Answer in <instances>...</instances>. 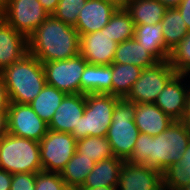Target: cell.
Instances as JSON below:
<instances>
[{
	"label": "cell",
	"instance_id": "12",
	"mask_svg": "<svg viewBox=\"0 0 190 190\" xmlns=\"http://www.w3.org/2000/svg\"><path fill=\"white\" fill-rule=\"evenodd\" d=\"M118 190H160L162 172L144 164L124 161L119 172Z\"/></svg>",
	"mask_w": 190,
	"mask_h": 190
},
{
	"label": "cell",
	"instance_id": "14",
	"mask_svg": "<svg viewBox=\"0 0 190 190\" xmlns=\"http://www.w3.org/2000/svg\"><path fill=\"white\" fill-rule=\"evenodd\" d=\"M118 43L105 32L99 31L80 36V55L89 63L95 65H111Z\"/></svg>",
	"mask_w": 190,
	"mask_h": 190
},
{
	"label": "cell",
	"instance_id": "26",
	"mask_svg": "<svg viewBox=\"0 0 190 190\" xmlns=\"http://www.w3.org/2000/svg\"><path fill=\"white\" fill-rule=\"evenodd\" d=\"M112 95L125 98L139 78L142 68L133 64H111Z\"/></svg>",
	"mask_w": 190,
	"mask_h": 190
},
{
	"label": "cell",
	"instance_id": "16",
	"mask_svg": "<svg viewBox=\"0 0 190 190\" xmlns=\"http://www.w3.org/2000/svg\"><path fill=\"white\" fill-rule=\"evenodd\" d=\"M118 7L109 0H87L80 9L75 29L80 36L101 30Z\"/></svg>",
	"mask_w": 190,
	"mask_h": 190
},
{
	"label": "cell",
	"instance_id": "23",
	"mask_svg": "<svg viewBox=\"0 0 190 190\" xmlns=\"http://www.w3.org/2000/svg\"><path fill=\"white\" fill-rule=\"evenodd\" d=\"M124 8L129 12L135 25H153L161 22L167 9L158 0H130Z\"/></svg>",
	"mask_w": 190,
	"mask_h": 190
},
{
	"label": "cell",
	"instance_id": "9",
	"mask_svg": "<svg viewBox=\"0 0 190 190\" xmlns=\"http://www.w3.org/2000/svg\"><path fill=\"white\" fill-rule=\"evenodd\" d=\"M87 64L80 54L66 60L42 63L46 83L66 94L80 93V80Z\"/></svg>",
	"mask_w": 190,
	"mask_h": 190
},
{
	"label": "cell",
	"instance_id": "42",
	"mask_svg": "<svg viewBox=\"0 0 190 190\" xmlns=\"http://www.w3.org/2000/svg\"><path fill=\"white\" fill-rule=\"evenodd\" d=\"M0 130H7V113H0Z\"/></svg>",
	"mask_w": 190,
	"mask_h": 190
},
{
	"label": "cell",
	"instance_id": "10",
	"mask_svg": "<svg viewBox=\"0 0 190 190\" xmlns=\"http://www.w3.org/2000/svg\"><path fill=\"white\" fill-rule=\"evenodd\" d=\"M45 123L29 104L10 102L7 110V132L37 142L47 134Z\"/></svg>",
	"mask_w": 190,
	"mask_h": 190
},
{
	"label": "cell",
	"instance_id": "41",
	"mask_svg": "<svg viewBox=\"0 0 190 190\" xmlns=\"http://www.w3.org/2000/svg\"><path fill=\"white\" fill-rule=\"evenodd\" d=\"M166 8H177L182 0H158Z\"/></svg>",
	"mask_w": 190,
	"mask_h": 190
},
{
	"label": "cell",
	"instance_id": "36",
	"mask_svg": "<svg viewBox=\"0 0 190 190\" xmlns=\"http://www.w3.org/2000/svg\"><path fill=\"white\" fill-rule=\"evenodd\" d=\"M177 9L187 25L188 32H190V0H182Z\"/></svg>",
	"mask_w": 190,
	"mask_h": 190
},
{
	"label": "cell",
	"instance_id": "13",
	"mask_svg": "<svg viewBox=\"0 0 190 190\" xmlns=\"http://www.w3.org/2000/svg\"><path fill=\"white\" fill-rule=\"evenodd\" d=\"M187 92L188 79L176 73L154 103L171 119L181 121L186 109Z\"/></svg>",
	"mask_w": 190,
	"mask_h": 190
},
{
	"label": "cell",
	"instance_id": "15",
	"mask_svg": "<svg viewBox=\"0 0 190 190\" xmlns=\"http://www.w3.org/2000/svg\"><path fill=\"white\" fill-rule=\"evenodd\" d=\"M85 105L86 94H66L48 124V129L72 133L74 129H78V123L84 114Z\"/></svg>",
	"mask_w": 190,
	"mask_h": 190
},
{
	"label": "cell",
	"instance_id": "49",
	"mask_svg": "<svg viewBox=\"0 0 190 190\" xmlns=\"http://www.w3.org/2000/svg\"><path fill=\"white\" fill-rule=\"evenodd\" d=\"M160 190H168V189H166V188L163 186Z\"/></svg>",
	"mask_w": 190,
	"mask_h": 190
},
{
	"label": "cell",
	"instance_id": "34",
	"mask_svg": "<svg viewBox=\"0 0 190 190\" xmlns=\"http://www.w3.org/2000/svg\"><path fill=\"white\" fill-rule=\"evenodd\" d=\"M37 173H19L12 175L10 190H35Z\"/></svg>",
	"mask_w": 190,
	"mask_h": 190
},
{
	"label": "cell",
	"instance_id": "38",
	"mask_svg": "<svg viewBox=\"0 0 190 190\" xmlns=\"http://www.w3.org/2000/svg\"><path fill=\"white\" fill-rule=\"evenodd\" d=\"M39 2L42 4L43 9L50 15H52L59 3V0H39Z\"/></svg>",
	"mask_w": 190,
	"mask_h": 190
},
{
	"label": "cell",
	"instance_id": "8",
	"mask_svg": "<svg viewBox=\"0 0 190 190\" xmlns=\"http://www.w3.org/2000/svg\"><path fill=\"white\" fill-rule=\"evenodd\" d=\"M76 142L71 133L48 129L47 134L39 142L43 170L61 173L76 151Z\"/></svg>",
	"mask_w": 190,
	"mask_h": 190
},
{
	"label": "cell",
	"instance_id": "40",
	"mask_svg": "<svg viewBox=\"0 0 190 190\" xmlns=\"http://www.w3.org/2000/svg\"><path fill=\"white\" fill-rule=\"evenodd\" d=\"M72 190H118L117 186H99L97 188H89V187H85V186H78L73 188Z\"/></svg>",
	"mask_w": 190,
	"mask_h": 190
},
{
	"label": "cell",
	"instance_id": "11",
	"mask_svg": "<svg viewBox=\"0 0 190 190\" xmlns=\"http://www.w3.org/2000/svg\"><path fill=\"white\" fill-rule=\"evenodd\" d=\"M6 22L27 38L49 17L39 0H10Z\"/></svg>",
	"mask_w": 190,
	"mask_h": 190
},
{
	"label": "cell",
	"instance_id": "35",
	"mask_svg": "<svg viewBox=\"0 0 190 190\" xmlns=\"http://www.w3.org/2000/svg\"><path fill=\"white\" fill-rule=\"evenodd\" d=\"M10 105V100L5 85L4 78L0 73V113H7L8 107Z\"/></svg>",
	"mask_w": 190,
	"mask_h": 190
},
{
	"label": "cell",
	"instance_id": "33",
	"mask_svg": "<svg viewBox=\"0 0 190 190\" xmlns=\"http://www.w3.org/2000/svg\"><path fill=\"white\" fill-rule=\"evenodd\" d=\"M35 190H71L60 173L40 171L36 174Z\"/></svg>",
	"mask_w": 190,
	"mask_h": 190
},
{
	"label": "cell",
	"instance_id": "31",
	"mask_svg": "<svg viewBox=\"0 0 190 190\" xmlns=\"http://www.w3.org/2000/svg\"><path fill=\"white\" fill-rule=\"evenodd\" d=\"M168 61L179 74L185 75L190 70V32L171 49Z\"/></svg>",
	"mask_w": 190,
	"mask_h": 190
},
{
	"label": "cell",
	"instance_id": "6",
	"mask_svg": "<svg viewBox=\"0 0 190 190\" xmlns=\"http://www.w3.org/2000/svg\"><path fill=\"white\" fill-rule=\"evenodd\" d=\"M118 98L110 94H86L84 114L80 117L78 129L71 133L74 138L80 140L88 136H106Z\"/></svg>",
	"mask_w": 190,
	"mask_h": 190
},
{
	"label": "cell",
	"instance_id": "27",
	"mask_svg": "<svg viewBox=\"0 0 190 190\" xmlns=\"http://www.w3.org/2000/svg\"><path fill=\"white\" fill-rule=\"evenodd\" d=\"M94 165L95 162L92 158H87L75 151L60 174L64 182L72 190L83 185Z\"/></svg>",
	"mask_w": 190,
	"mask_h": 190
},
{
	"label": "cell",
	"instance_id": "22",
	"mask_svg": "<svg viewBox=\"0 0 190 190\" xmlns=\"http://www.w3.org/2000/svg\"><path fill=\"white\" fill-rule=\"evenodd\" d=\"M159 61L134 38L119 43L113 63L133 64L142 69L154 66Z\"/></svg>",
	"mask_w": 190,
	"mask_h": 190
},
{
	"label": "cell",
	"instance_id": "2",
	"mask_svg": "<svg viewBox=\"0 0 190 190\" xmlns=\"http://www.w3.org/2000/svg\"><path fill=\"white\" fill-rule=\"evenodd\" d=\"M28 53L42 63L75 57L80 54V35L75 27L50 15L28 37Z\"/></svg>",
	"mask_w": 190,
	"mask_h": 190
},
{
	"label": "cell",
	"instance_id": "45",
	"mask_svg": "<svg viewBox=\"0 0 190 190\" xmlns=\"http://www.w3.org/2000/svg\"><path fill=\"white\" fill-rule=\"evenodd\" d=\"M9 2H10V0H0V6H2L3 8L6 9Z\"/></svg>",
	"mask_w": 190,
	"mask_h": 190
},
{
	"label": "cell",
	"instance_id": "37",
	"mask_svg": "<svg viewBox=\"0 0 190 190\" xmlns=\"http://www.w3.org/2000/svg\"><path fill=\"white\" fill-rule=\"evenodd\" d=\"M12 174L0 169V190H10Z\"/></svg>",
	"mask_w": 190,
	"mask_h": 190
},
{
	"label": "cell",
	"instance_id": "28",
	"mask_svg": "<svg viewBox=\"0 0 190 190\" xmlns=\"http://www.w3.org/2000/svg\"><path fill=\"white\" fill-rule=\"evenodd\" d=\"M161 22L165 45L171 50L188 33L187 25L177 8H167Z\"/></svg>",
	"mask_w": 190,
	"mask_h": 190
},
{
	"label": "cell",
	"instance_id": "47",
	"mask_svg": "<svg viewBox=\"0 0 190 190\" xmlns=\"http://www.w3.org/2000/svg\"><path fill=\"white\" fill-rule=\"evenodd\" d=\"M180 190H190V184H188L187 186L181 188Z\"/></svg>",
	"mask_w": 190,
	"mask_h": 190
},
{
	"label": "cell",
	"instance_id": "24",
	"mask_svg": "<svg viewBox=\"0 0 190 190\" xmlns=\"http://www.w3.org/2000/svg\"><path fill=\"white\" fill-rule=\"evenodd\" d=\"M65 95V92L46 84L29 105L45 123L49 124Z\"/></svg>",
	"mask_w": 190,
	"mask_h": 190
},
{
	"label": "cell",
	"instance_id": "32",
	"mask_svg": "<svg viewBox=\"0 0 190 190\" xmlns=\"http://www.w3.org/2000/svg\"><path fill=\"white\" fill-rule=\"evenodd\" d=\"M86 1L87 0H59L52 16L65 24L75 27L80 9L85 5Z\"/></svg>",
	"mask_w": 190,
	"mask_h": 190
},
{
	"label": "cell",
	"instance_id": "7",
	"mask_svg": "<svg viewBox=\"0 0 190 190\" xmlns=\"http://www.w3.org/2000/svg\"><path fill=\"white\" fill-rule=\"evenodd\" d=\"M176 73L168 60L159 61L154 66L142 69L139 78L125 98L135 104L154 103Z\"/></svg>",
	"mask_w": 190,
	"mask_h": 190
},
{
	"label": "cell",
	"instance_id": "43",
	"mask_svg": "<svg viewBox=\"0 0 190 190\" xmlns=\"http://www.w3.org/2000/svg\"><path fill=\"white\" fill-rule=\"evenodd\" d=\"M6 22V17H5V8L0 6V26Z\"/></svg>",
	"mask_w": 190,
	"mask_h": 190
},
{
	"label": "cell",
	"instance_id": "5",
	"mask_svg": "<svg viewBox=\"0 0 190 190\" xmlns=\"http://www.w3.org/2000/svg\"><path fill=\"white\" fill-rule=\"evenodd\" d=\"M135 103L118 98L106 138L111 144L113 155L127 161L133 153L139 130L134 122Z\"/></svg>",
	"mask_w": 190,
	"mask_h": 190
},
{
	"label": "cell",
	"instance_id": "20",
	"mask_svg": "<svg viewBox=\"0 0 190 190\" xmlns=\"http://www.w3.org/2000/svg\"><path fill=\"white\" fill-rule=\"evenodd\" d=\"M80 93H102L112 95L111 65L87 64L80 80Z\"/></svg>",
	"mask_w": 190,
	"mask_h": 190
},
{
	"label": "cell",
	"instance_id": "1",
	"mask_svg": "<svg viewBox=\"0 0 190 190\" xmlns=\"http://www.w3.org/2000/svg\"><path fill=\"white\" fill-rule=\"evenodd\" d=\"M190 140V128L183 121H173L157 136L139 133L132 156L127 160L153 167L161 172L182 158Z\"/></svg>",
	"mask_w": 190,
	"mask_h": 190
},
{
	"label": "cell",
	"instance_id": "17",
	"mask_svg": "<svg viewBox=\"0 0 190 190\" xmlns=\"http://www.w3.org/2000/svg\"><path fill=\"white\" fill-rule=\"evenodd\" d=\"M28 54V38L7 22L0 26V72Z\"/></svg>",
	"mask_w": 190,
	"mask_h": 190
},
{
	"label": "cell",
	"instance_id": "4",
	"mask_svg": "<svg viewBox=\"0 0 190 190\" xmlns=\"http://www.w3.org/2000/svg\"><path fill=\"white\" fill-rule=\"evenodd\" d=\"M0 169L12 175L42 171L39 142L7 132L0 142Z\"/></svg>",
	"mask_w": 190,
	"mask_h": 190
},
{
	"label": "cell",
	"instance_id": "46",
	"mask_svg": "<svg viewBox=\"0 0 190 190\" xmlns=\"http://www.w3.org/2000/svg\"><path fill=\"white\" fill-rule=\"evenodd\" d=\"M7 133V130H0V142L2 140V137Z\"/></svg>",
	"mask_w": 190,
	"mask_h": 190
},
{
	"label": "cell",
	"instance_id": "21",
	"mask_svg": "<svg viewBox=\"0 0 190 190\" xmlns=\"http://www.w3.org/2000/svg\"><path fill=\"white\" fill-rule=\"evenodd\" d=\"M123 162L124 160L113 156L95 163L82 186L89 188L117 186Z\"/></svg>",
	"mask_w": 190,
	"mask_h": 190
},
{
	"label": "cell",
	"instance_id": "48",
	"mask_svg": "<svg viewBox=\"0 0 190 190\" xmlns=\"http://www.w3.org/2000/svg\"><path fill=\"white\" fill-rule=\"evenodd\" d=\"M187 79H190V70L185 74Z\"/></svg>",
	"mask_w": 190,
	"mask_h": 190
},
{
	"label": "cell",
	"instance_id": "44",
	"mask_svg": "<svg viewBox=\"0 0 190 190\" xmlns=\"http://www.w3.org/2000/svg\"><path fill=\"white\" fill-rule=\"evenodd\" d=\"M114 2L116 5H118L119 7H124V5L130 1V0H109Z\"/></svg>",
	"mask_w": 190,
	"mask_h": 190
},
{
	"label": "cell",
	"instance_id": "29",
	"mask_svg": "<svg viewBox=\"0 0 190 190\" xmlns=\"http://www.w3.org/2000/svg\"><path fill=\"white\" fill-rule=\"evenodd\" d=\"M105 32L118 44L134 37L135 24L124 7H118L104 26Z\"/></svg>",
	"mask_w": 190,
	"mask_h": 190
},
{
	"label": "cell",
	"instance_id": "19",
	"mask_svg": "<svg viewBox=\"0 0 190 190\" xmlns=\"http://www.w3.org/2000/svg\"><path fill=\"white\" fill-rule=\"evenodd\" d=\"M158 61L169 59L170 49L165 45L162 22L156 24L135 25L134 37Z\"/></svg>",
	"mask_w": 190,
	"mask_h": 190
},
{
	"label": "cell",
	"instance_id": "30",
	"mask_svg": "<svg viewBox=\"0 0 190 190\" xmlns=\"http://www.w3.org/2000/svg\"><path fill=\"white\" fill-rule=\"evenodd\" d=\"M76 151L87 158H92L95 163L114 156L106 136H88L77 140Z\"/></svg>",
	"mask_w": 190,
	"mask_h": 190
},
{
	"label": "cell",
	"instance_id": "3",
	"mask_svg": "<svg viewBox=\"0 0 190 190\" xmlns=\"http://www.w3.org/2000/svg\"><path fill=\"white\" fill-rule=\"evenodd\" d=\"M0 73L14 103L29 104L47 84L42 62L30 53Z\"/></svg>",
	"mask_w": 190,
	"mask_h": 190
},
{
	"label": "cell",
	"instance_id": "25",
	"mask_svg": "<svg viewBox=\"0 0 190 190\" xmlns=\"http://www.w3.org/2000/svg\"><path fill=\"white\" fill-rule=\"evenodd\" d=\"M163 186L168 190H180L190 184V140L178 163L162 172Z\"/></svg>",
	"mask_w": 190,
	"mask_h": 190
},
{
	"label": "cell",
	"instance_id": "18",
	"mask_svg": "<svg viewBox=\"0 0 190 190\" xmlns=\"http://www.w3.org/2000/svg\"><path fill=\"white\" fill-rule=\"evenodd\" d=\"M173 121L155 103L135 105L134 122L139 133L157 136L165 131Z\"/></svg>",
	"mask_w": 190,
	"mask_h": 190
},
{
	"label": "cell",
	"instance_id": "39",
	"mask_svg": "<svg viewBox=\"0 0 190 190\" xmlns=\"http://www.w3.org/2000/svg\"><path fill=\"white\" fill-rule=\"evenodd\" d=\"M190 128V79H188V92L186 100V109L182 120Z\"/></svg>",
	"mask_w": 190,
	"mask_h": 190
}]
</instances>
